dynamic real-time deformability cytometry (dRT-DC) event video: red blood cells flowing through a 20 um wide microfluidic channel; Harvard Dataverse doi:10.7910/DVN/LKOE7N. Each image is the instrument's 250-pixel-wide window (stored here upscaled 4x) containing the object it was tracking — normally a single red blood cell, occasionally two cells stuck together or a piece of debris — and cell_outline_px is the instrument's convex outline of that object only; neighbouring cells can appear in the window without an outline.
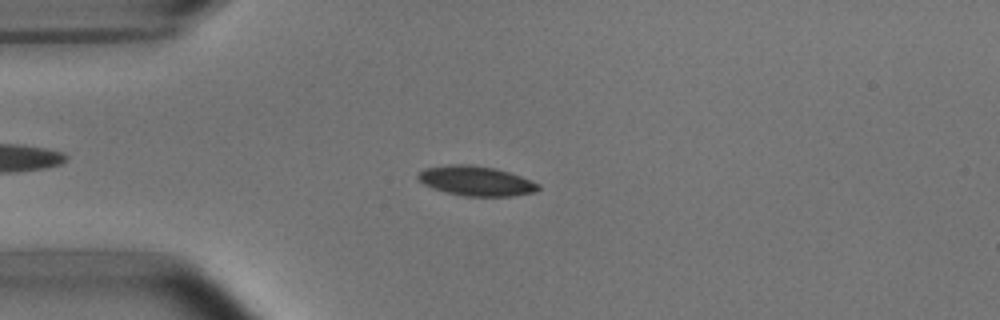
{"species": "common noctule bat (a hibernating species)", "species_latin": "Nyctalus noctula", "temperature_condition": "room temperature", "stored_images_in_passage": 51, "camera_frame_rate_fps": 3000, "um_per_image_px": 0.085, "animal": {"sex": "male", "body_mass_g": 15.6}, "frame": {"image": 1, "passage_image": 12, "time_ms": 3.667, "image_size_px": [1000, 320], "cell_outline_px": [[540, 188], [536, 192], [512, 196], [464, 196], [432, 188], [424, 184], [416, 176], [424, 168], [448, 164], [472, 164], [496, 168], [532, 180], [540, 184]], "centroid_in_image_um": [40.48, 15.37], "position_along_channel_um": 44.5, "area_um2": 20.92}}
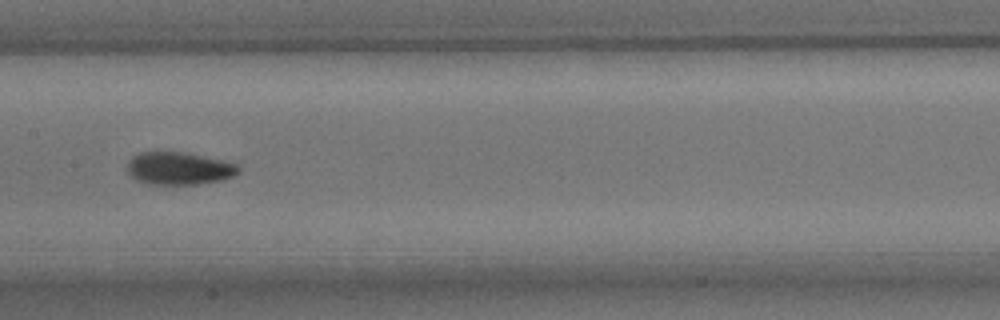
{"frame": {"image": 2, "passage_image": 25, "time_ms": 8.0, "image_size_px": [1000, 320], "cell_outline_px": [[240, 172], [236, 176], [224, 180], [196, 184], [148, 184], [136, 180], [128, 172], [128, 164], [132, 156], [140, 152], [188, 152], [236, 164], [240, 168]], "centroid_in_image_um": [15.24, 14.32], "position_along_channel_um": 192.2, "area_um2": 21.21}}
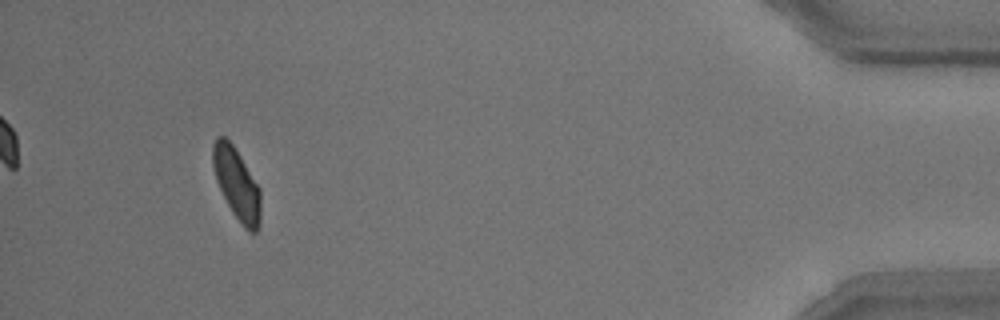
{"frame": {"image": 3, "passage_image": 48, "time_ms": 15.667, "image_size_px": [1000, 320], "cell_outline_px": [[260, 224], [256, 232], [248, 232], [244, 228], [232, 212], [216, 180], [212, 164], [212, 144], [216, 136], [224, 136], [232, 144], [260, 188]], "centroid_in_image_um": [20.11, 15.63], "position_along_channel_um": 415.1, "area_um2": 19.77}, "authors_computed_cell_mechanics": {"area_um2": 20.23, "velocity_mm_per_s": 3.7826, "shape_relaxation_time_tau1_ms": 2.8571, "shape_relaxation_time_tau2_ms": 1.817, "deformation_change_tau1": 0.105, "deformation_change_tau2": 0.0638}}